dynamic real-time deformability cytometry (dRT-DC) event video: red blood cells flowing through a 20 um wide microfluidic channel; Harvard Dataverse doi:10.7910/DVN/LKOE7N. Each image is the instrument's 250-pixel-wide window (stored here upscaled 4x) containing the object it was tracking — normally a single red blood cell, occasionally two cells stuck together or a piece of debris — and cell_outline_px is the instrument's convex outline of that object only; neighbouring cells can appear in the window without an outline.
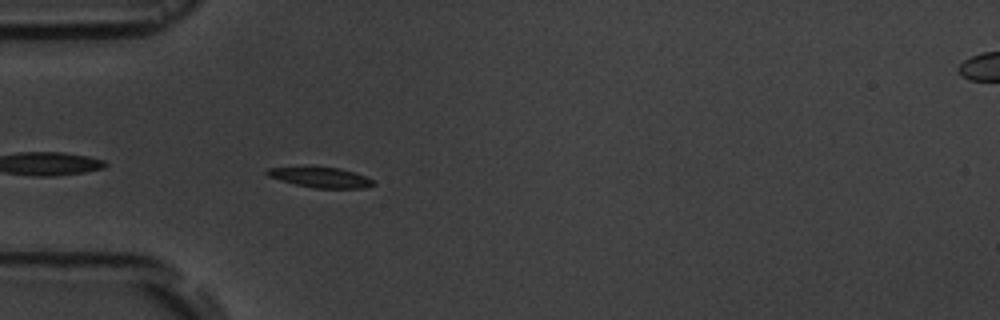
{"species": "common noctule bat (a hibernating species)", "species_latin": "Nyctalus noctula", "temperature_condition": "room temperature", "stored_images_in_passage": 4, "camera_frame_rate_fps": 3000, "um_per_image_px": 0.085, "animal": {"sex": "male", "body_mass_g": 19.5, "forearm_length_mm": 54.6}, "frame": {"image": 1, "passage_image": 4, "time_ms": 3.667, "image_size_px": [1000, 320], "cell_outline_px": [[376, 184], [364, 188], [316, 188], [296, 184], [280, 180], [268, 176], [264, 172], [268, 168], [340, 168], [364, 176], [372, 180]], "centroid_in_image_um": [27.27, 15.1], "position_along_channel_um": 57.7, "area_um2": 12.02}}